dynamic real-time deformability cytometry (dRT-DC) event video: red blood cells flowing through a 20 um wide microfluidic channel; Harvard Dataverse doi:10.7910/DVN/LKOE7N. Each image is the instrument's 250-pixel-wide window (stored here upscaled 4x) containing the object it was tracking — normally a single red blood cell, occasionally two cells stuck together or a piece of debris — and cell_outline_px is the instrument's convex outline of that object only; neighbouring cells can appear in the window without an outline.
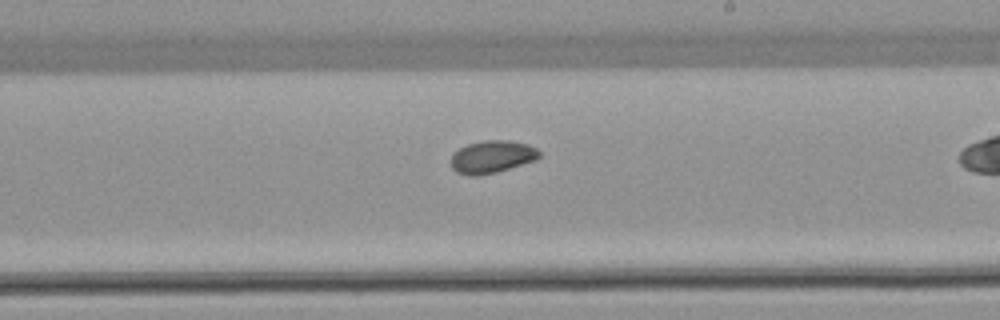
{"species": "common noctule bat (a hibernating species)", "species_latin": "Nyctalus noctula", "temperature_condition": "warm", "stored_images_in_passage": 39, "camera_frame_rate_fps": 3000, "um_per_image_px": 0.085, "animal": {"sex": "female", "body_mass_g": 22.7, "forearm_length_mm": 54.2}, "frame": {"image": 1, "passage_image": 28, "time_ms": 9.0, "image_size_px": [1000, 320], "cell_outline_px": [[540, 156], [536, 160], [496, 172], [476, 176], [468, 176], [456, 172], [452, 168], [452, 156], [460, 148], [468, 144], [484, 140], [508, 140], [528, 144], [536, 148], [540, 152]], "centroid_in_image_um": [41.84, 13.33], "position_along_channel_um": 247.2, "area_um2": 16.65}}